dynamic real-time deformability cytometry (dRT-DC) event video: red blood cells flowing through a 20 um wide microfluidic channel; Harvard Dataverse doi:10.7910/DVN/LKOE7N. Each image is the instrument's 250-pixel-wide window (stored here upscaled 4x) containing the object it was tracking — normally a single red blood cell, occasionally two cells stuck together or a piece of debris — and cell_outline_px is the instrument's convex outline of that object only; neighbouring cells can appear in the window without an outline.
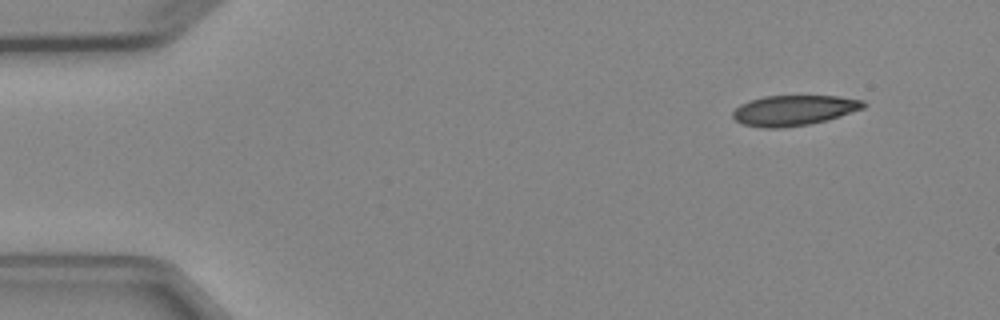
{"species": "Egyptian fruit bat (a non-hibernating species)", "species_latin": "Rousettus aegyptiacus", "temperature_condition": "cold", "stored_images_in_passage": 6, "camera_frame_rate_fps": 3000, "um_per_image_px": 0.085, "animal": {"sex": "female"}, "frame": {"image": 1, "passage_image": 1, "time_ms": 0.0, "image_size_px": [1000, 320], "cell_outline_px": [[868, 104], [864, 108], [828, 120], [808, 124], [780, 128], [760, 128], [744, 124], [736, 120], [732, 116], [732, 112], [740, 104], [748, 100], [764, 96], [840, 96], [864, 100]], "centroid_in_image_um": [67.49, 9.37], "position_along_channel_um": 17.5, "area_um2": 23.24}}
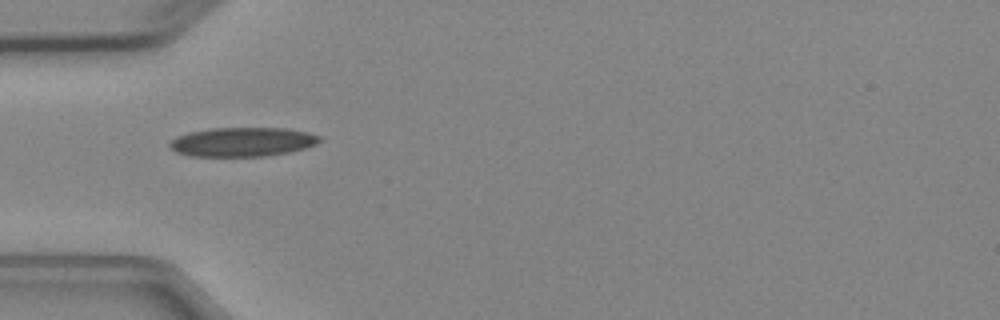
{"frame": {"image": 2, "passage_image": 4, "time_ms": 3.667, "image_size_px": [1000, 320], "cell_outline_px": [[320, 140], [316, 144], [304, 148], [288, 152], [268, 156], [188, 156], [176, 152], [168, 144], [176, 136], [188, 132], [212, 128], [288, 128], [308, 132], [320, 136]], "centroid_in_image_um": [20.59, 12.06], "position_along_channel_um": 64.4, "area_um2": 25.49}}